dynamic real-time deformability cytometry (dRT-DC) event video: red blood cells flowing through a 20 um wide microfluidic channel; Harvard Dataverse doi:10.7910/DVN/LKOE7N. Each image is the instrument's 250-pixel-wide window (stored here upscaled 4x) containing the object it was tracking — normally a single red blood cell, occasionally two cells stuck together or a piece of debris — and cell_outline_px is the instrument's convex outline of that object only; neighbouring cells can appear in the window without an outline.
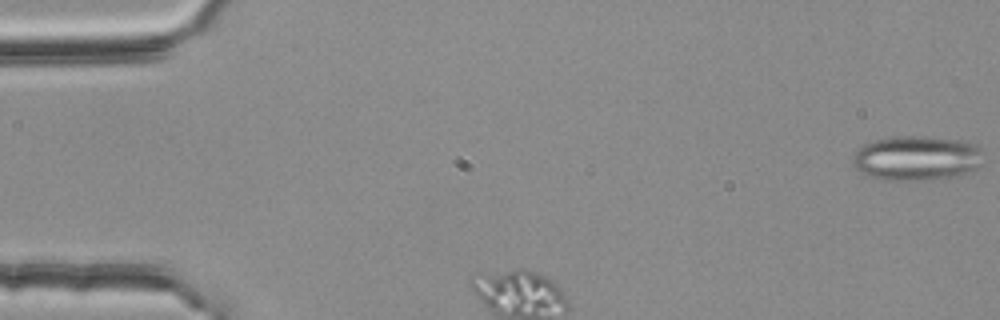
{"species": "common noctule bat (a hibernating species)", "species_latin": "Nyctalus noctula", "temperature_condition": "room temperature", "stored_images_in_passage": 35, "camera_frame_rate_fps": 3000, "um_per_image_px": 0.085, "animal": {"sex": "female", "body_mass_g": 25.1}, "frame": {"image": 1, "passage_image": 1, "time_ms": 0.0, "image_size_px": [1000, 320], "cell_outline_px": [[984, 152], [980, 164], [976, 168], [960, 176], [920, 180], [884, 180], [868, 176], [856, 168], [852, 164], [852, 156], [864, 144], [876, 140], [904, 136], [960, 140], [976, 144]], "centroid_in_image_um": [77.93, 13.46], "position_along_channel_um": 7.1, "area_um2": 33.76}}
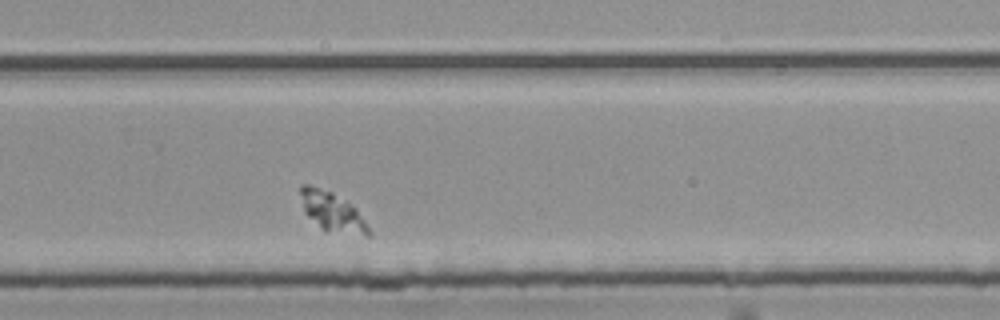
{"frame": {"image": 2, "passage_image": 26, "time_ms": 8.333, "image_size_px": [1000, 320], "cell_outline_px": [[372, 236], [368, 236], [324, 232], [304, 212], [300, 192], [300, 188], [304, 184], [308, 184], [332, 192], [348, 200], [356, 208], [372, 232]], "centroid_in_image_um": [28.27, 18.03], "position_along_channel_um": 301.5, "area_um2": 15.95}}
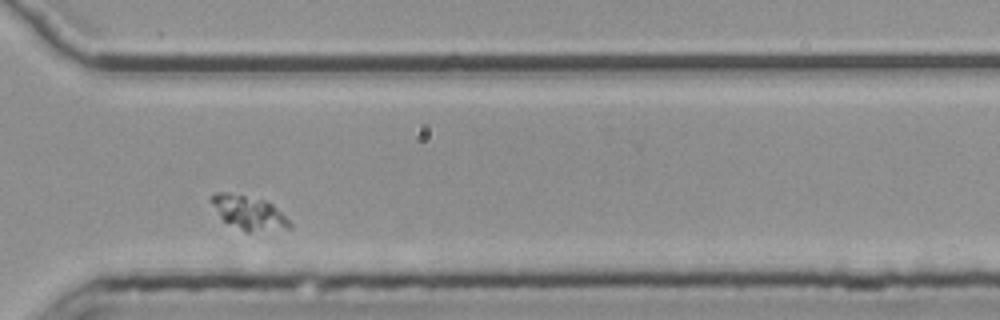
{"frame": {"image": 3, "passage_image": 30, "time_ms": 9.667, "image_size_px": [1000, 320], "cell_outline_px": [[292, 228], [248, 232], [244, 232], [224, 220], [220, 216], [208, 200], [216, 192], [228, 192], [264, 200], [272, 204], [292, 224]], "centroid_in_image_um": [21.12, 18.08], "position_along_channel_um": 349.5, "area_um2": 15.26}}